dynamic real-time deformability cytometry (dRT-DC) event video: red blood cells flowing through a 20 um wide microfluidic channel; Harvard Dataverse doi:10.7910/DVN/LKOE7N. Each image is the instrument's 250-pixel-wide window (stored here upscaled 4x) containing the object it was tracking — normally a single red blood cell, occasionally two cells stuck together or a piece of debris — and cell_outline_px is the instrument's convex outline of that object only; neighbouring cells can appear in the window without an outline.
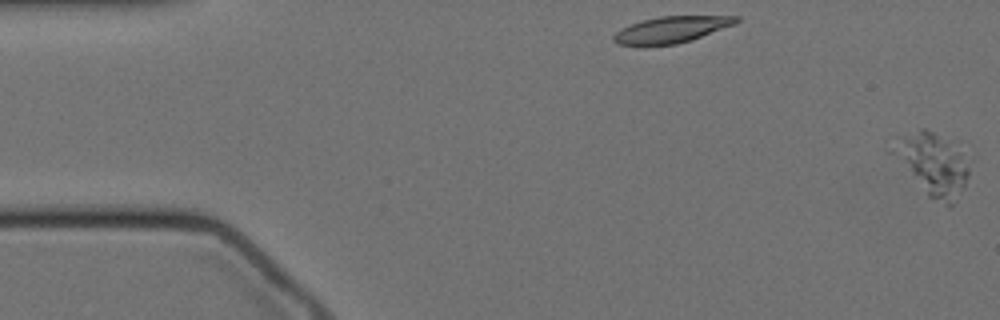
{"species": "Egyptian fruit bat (a non-hibernating species)", "species_latin": "Rousettus aegyptiacus", "temperature_condition": "cold", "stored_images_in_passage": 2, "segment_of_instrument_passage": [2, 2], "camera_frame_rate_fps": 3000, "um_per_image_px": 0.085, "animal": {"sex": "female"}, "frame": {"image": 1, "passage_image": 2, "time_ms": 0.333, "image_size_px": [1000, 320], "cell_outline_px": [[976, 156], [964, 188], [956, 200], [948, 208], [928, 196], [884, 152], [884, 148], [920, 128], [924, 128], [956, 140], [976, 152]], "centroid_in_image_um": [79.38, 13.9], "position_along_channel_um": 5.6, "area_um2": 30.75}}